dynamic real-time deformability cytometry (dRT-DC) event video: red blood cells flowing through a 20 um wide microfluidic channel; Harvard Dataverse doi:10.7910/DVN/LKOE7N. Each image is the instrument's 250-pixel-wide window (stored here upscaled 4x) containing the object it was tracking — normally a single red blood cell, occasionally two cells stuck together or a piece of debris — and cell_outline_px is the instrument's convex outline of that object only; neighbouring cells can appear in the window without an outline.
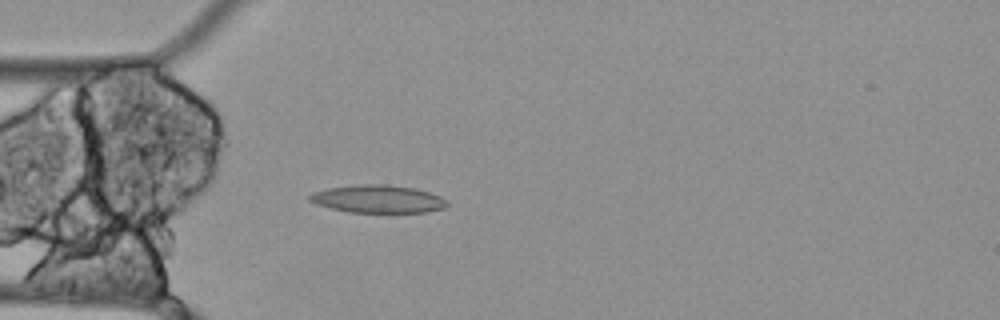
{"species": "Egyptian fruit bat (a non-hibernating species)", "species_latin": "Rousettus aegyptiacus", "temperature_condition": "cold", "stored_images_in_passage": 57, "camera_frame_rate_fps": 3000, "um_per_image_px": 0.085, "animal": {"sex": "female"}, "frame": {"image": 1, "passage_image": 16, "time_ms": 5.0, "image_size_px": [1000, 320], "cell_outline_px": [[448, 204], [444, 208], [428, 212], [348, 212], [316, 204], [308, 200], [308, 196], [312, 192], [328, 188], [360, 184], [384, 184], [412, 188], [428, 192], [440, 196]], "centroid_in_image_um": [32.09, 16.91], "position_along_channel_um": 52.9, "area_um2": 22.08}}
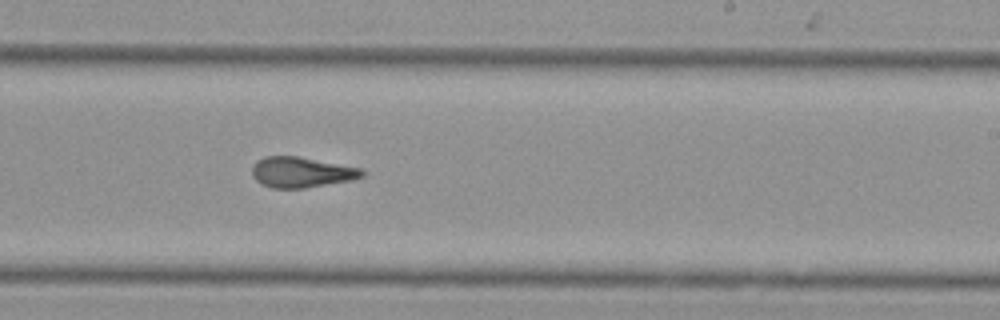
{"frame": {"image": 2, "passage_image": 34, "time_ms": 11.0, "image_size_px": [1000, 320], "cell_outline_px": [[364, 176], [352, 180], [304, 188], [272, 188], [256, 180], [252, 176], [252, 164], [256, 160], [264, 156], [300, 156], [364, 168]], "centroid_in_image_um": [25.64, 14.62], "position_along_channel_um": 263.4, "area_um2": 19.83}}
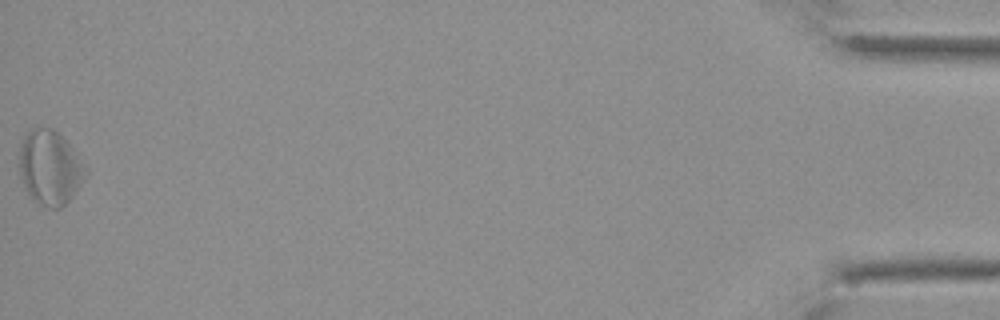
{"frame": {"image": 3, "passage_image": 57, "time_ms": 18.667, "image_size_px": [1000, 320], "cell_outline_px": [[88, 172], [76, 192], [60, 208], [48, 208], [36, 204], [32, 200], [20, 176], [20, 148], [24, 136], [32, 128], [52, 128], [68, 144]], "centroid_in_image_um": [4.22, 14.29], "position_along_channel_um": 431.0, "area_um2": 28.15}, "authors_computed_cell_mechanics": {"area_um2": 21.7906, "velocity_mm_per_s": 3.4458, "shape_relaxation_time_tau1_ms": null, "shape_relaxation_time_tau2_ms": 3.3771, "deformation_change_tau1": null, "deformation_change_tau2": 0.1164}}